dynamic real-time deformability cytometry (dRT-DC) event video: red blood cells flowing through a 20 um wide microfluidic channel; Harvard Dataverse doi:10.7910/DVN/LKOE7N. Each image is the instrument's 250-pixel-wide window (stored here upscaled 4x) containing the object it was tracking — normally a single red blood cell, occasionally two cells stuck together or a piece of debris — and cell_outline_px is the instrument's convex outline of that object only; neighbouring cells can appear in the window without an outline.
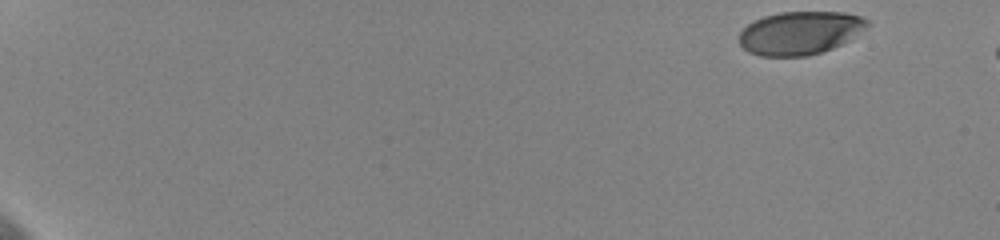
{"species": "human", "species_latin": "Homo sapiens", "temperature_condition": "cold", "stored_images_in_passage": 49, "camera_frame_rate_fps": 3000, "um_per_image_px": 0.085, "donor": {"sex": "female"}, "frame": {"image": 1, "passage_image": 1, "time_ms": 0.0, "image_size_px": [1000, 240], "cell_outline_px": [[868, 24], [864, 28], [840, 44], [832, 48], [808, 56], [760, 56], [748, 52], [740, 44], [740, 32], [748, 24], [764, 16], [780, 12], [844, 12], [860, 16], [868, 20]], "centroid_in_image_um": [67.95, 2.8], "position_along_channel_um": 17.0, "area_um2": 31.79}}
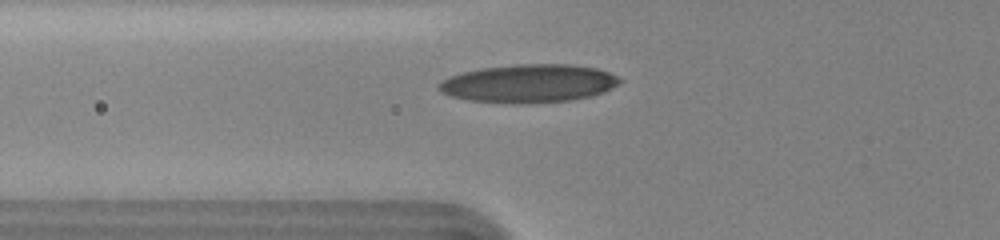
{"frame": {"image": 2, "passage_image": 21, "time_ms": 6.667, "image_size_px": [1000, 240], "cell_outline_px": [[620, 84], [604, 92], [592, 96], [568, 100], [528, 104], [468, 100], [452, 96], [444, 92], [436, 84], [448, 76], [460, 72], [480, 68], [516, 64], [568, 64], [596, 68], [608, 72], [616, 76], [620, 80]], "centroid_in_image_um": [44.94, 7.08], "position_along_channel_um": 80.9, "area_um2": 40.23}}
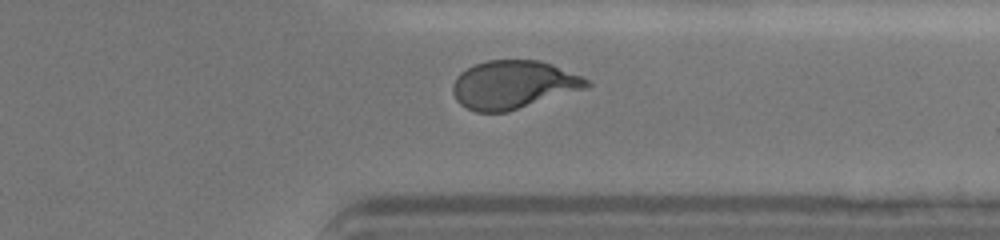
{"frame": {"image": 3, "passage_image": 45, "time_ms": 14.667, "image_size_px": [1000, 240], "cell_outline_px": [[592, 84], [588, 88], [508, 112], [476, 112], [460, 104], [456, 100], [452, 92], [452, 84], [456, 76], [460, 72], [476, 64], [488, 60], [540, 60], [552, 64], [580, 76], [588, 80]], "centroid_in_image_um": [43.62, 7.21], "position_along_channel_um": 367.8, "area_um2": 37.74}, "authors_computed_cell_mechanics": {"area_um2": 37.281, "velocity_mm_per_s": 3.5913, "shape_relaxation_time_tau1_ms": 3.2118, "shape_relaxation_time_tau2_ms": 0.8767, "deformation_change_tau1": 0.1643, "deformation_change_tau2": 0.0666}}